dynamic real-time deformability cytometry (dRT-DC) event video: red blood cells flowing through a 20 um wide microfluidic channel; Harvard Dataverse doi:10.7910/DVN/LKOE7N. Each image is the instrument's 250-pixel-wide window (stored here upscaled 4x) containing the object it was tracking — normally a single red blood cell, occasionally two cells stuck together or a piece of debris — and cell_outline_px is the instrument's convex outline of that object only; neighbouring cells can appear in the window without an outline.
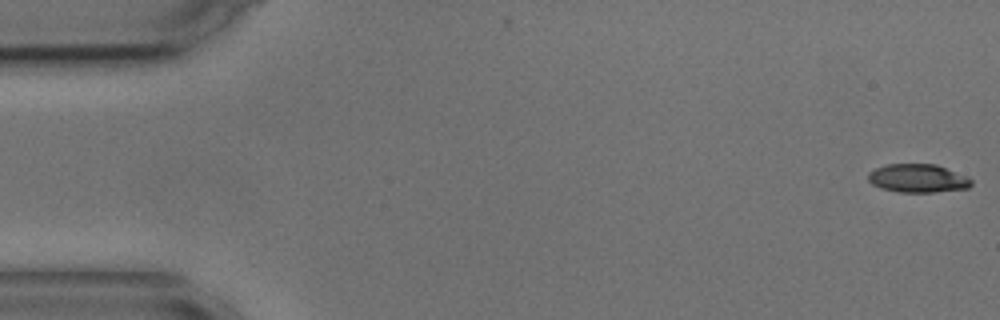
{"species": "common noctule bat (a hibernating species)", "species_latin": "Nyctalus noctula", "temperature_condition": "cold", "stored_images_in_passage": 7, "camera_frame_rate_fps": 3000, "um_per_image_px": 0.085, "animal": {"sex": "male", "body_mass_g": 17.9, "forearm_length_mm": 54.2}, "frame": {"image": 1, "passage_image": 1, "time_ms": 0.0, "image_size_px": [1000, 320], "cell_outline_px": [[972, 184], [968, 188], [932, 192], [900, 192], [880, 188], [872, 184], [868, 180], [868, 172], [876, 168], [888, 164], [936, 164], [968, 176], [972, 180]], "centroid_in_image_um": [78.02, 15.15], "position_along_channel_um": 7.0, "area_um2": 17.11}}